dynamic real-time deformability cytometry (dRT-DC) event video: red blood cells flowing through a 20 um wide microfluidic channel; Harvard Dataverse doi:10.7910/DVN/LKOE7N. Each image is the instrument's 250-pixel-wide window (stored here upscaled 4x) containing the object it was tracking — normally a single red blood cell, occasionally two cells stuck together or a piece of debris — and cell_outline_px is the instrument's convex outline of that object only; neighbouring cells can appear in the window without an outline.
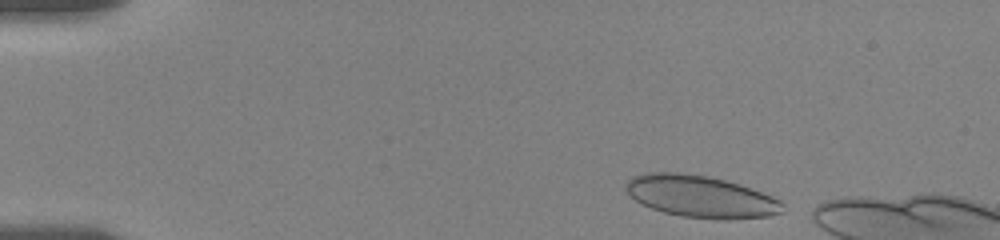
{"species": "human", "species_latin": "Homo sapiens", "temperature_condition": "room temperature", "stored_images_in_passage": 6, "camera_frame_rate_fps": 3000, "um_per_image_px": 0.085, "donor": {"sex": "female"}, "frame": {"image": 1, "passage_image": 1, "time_ms": 0.0, "image_size_px": [1000, 240], "cell_outline_px": [[784, 212], [768, 216], [728, 220], [724, 220], [680, 216], [664, 212], [652, 208], [636, 200], [624, 188], [624, 184], [632, 176], [652, 172], [680, 172], [708, 176], [724, 180], [772, 196], [780, 200], [784, 204]], "centroid_in_image_um": [59.56, 16.71], "position_along_channel_um": 25.4, "area_um2": 38.15}}